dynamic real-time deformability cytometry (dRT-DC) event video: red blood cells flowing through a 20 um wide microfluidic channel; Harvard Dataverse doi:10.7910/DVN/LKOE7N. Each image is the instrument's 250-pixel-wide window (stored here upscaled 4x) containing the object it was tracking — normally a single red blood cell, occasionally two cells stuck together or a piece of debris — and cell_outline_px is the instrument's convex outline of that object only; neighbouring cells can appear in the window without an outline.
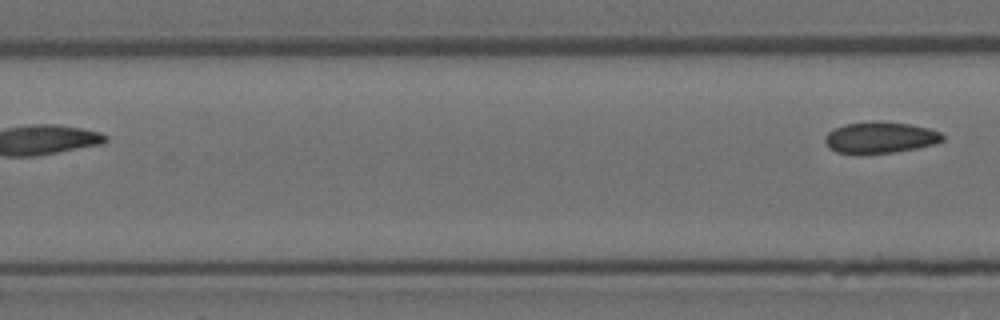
{"species": "Egyptian fruit bat (a non-hibernating species)", "species_latin": "Rousettus aegyptiacus", "temperature_condition": "room temperature", "stored_images_in_passage": 6, "segment_of_instrument_passage": [2, 2], "camera_frame_rate_fps": 3000, "um_per_image_px": 0.085, "animal": {"sex": "female"}, "frame": {"image": 1, "passage_image": 6, "time_ms": 1.667, "image_size_px": [1000, 320], "cell_outline_px": [[944, 140], [936, 144], [916, 148], [892, 152], [836, 152], [828, 148], [824, 140], [828, 132], [844, 124], [908, 124], [928, 128], [940, 132], [944, 136]], "centroid_in_image_um": [74.85, 11.72], "position_along_channel_um": 132.5, "area_um2": 20.23}}